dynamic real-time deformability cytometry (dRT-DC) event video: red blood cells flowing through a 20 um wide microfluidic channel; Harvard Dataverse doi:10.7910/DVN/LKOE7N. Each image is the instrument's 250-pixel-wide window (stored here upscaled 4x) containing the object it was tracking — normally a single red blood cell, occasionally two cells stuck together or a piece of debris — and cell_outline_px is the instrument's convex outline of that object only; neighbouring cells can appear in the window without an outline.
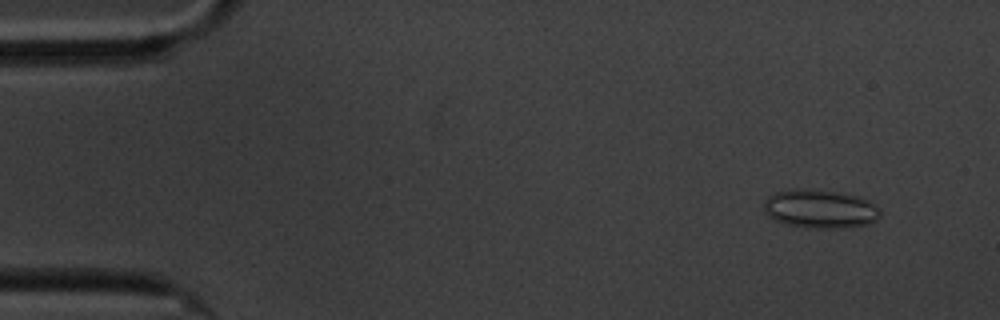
{"species": "common noctule bat (a hibernating species)", "species_latin": "Nyctalus noctula", "temperature_condition": "cold", "stored_images_in_passage": 5, "camera_frame_rate_fps": 3000, "um_per_image_px": 0.085, "animal": {"sex": "male", "body_mass_g": 20.1, "forearm_length_mm": 53.5}, "frame": {"image": 1, "passage_image": 1, "time_ms": 0.0, "image_size_px": [1000, 320], "cell_outline_px": [[880, 216], [868, 224], [844, 228], [804, 228], [788, 224], [776, 220], [768, 216], [764, 212], [764, 200], [768, 196], [776, 192], [796, 188], [812, 188], [860, 196], [868, 200], [880, 212]], "centroid_in_image_um": [69.67, 17.75], "position_along_channel_um": 15.3, "area_um2": 26.3}}
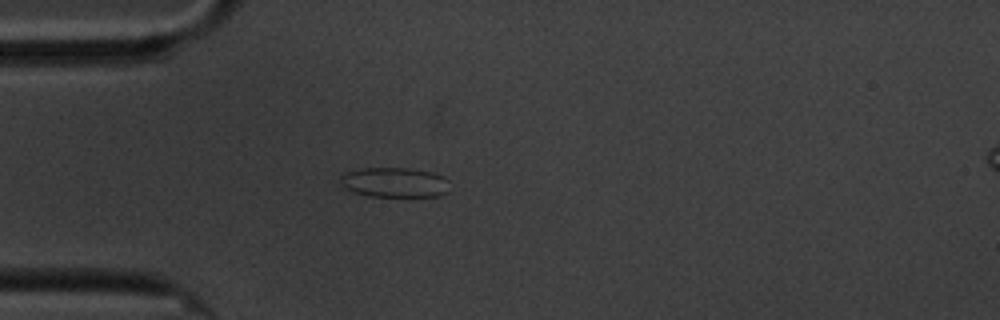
{"frame": {"image": 2, "passage_image": 4, "time_ms": 3.667, "image_size_px": [1000, 320], "cell_outline_px": [[448, 192], [436, 196], [368, 196], [352, 192], [340, 180], [340, 176], [344, 172], [360, 168], [408, 168], [432, 172], [444, 176], [448, 180]], "centroid_in_image_um": [33.55, 15.49], "position_along_channel_um": 51.5, "area_um2": 19.02}}